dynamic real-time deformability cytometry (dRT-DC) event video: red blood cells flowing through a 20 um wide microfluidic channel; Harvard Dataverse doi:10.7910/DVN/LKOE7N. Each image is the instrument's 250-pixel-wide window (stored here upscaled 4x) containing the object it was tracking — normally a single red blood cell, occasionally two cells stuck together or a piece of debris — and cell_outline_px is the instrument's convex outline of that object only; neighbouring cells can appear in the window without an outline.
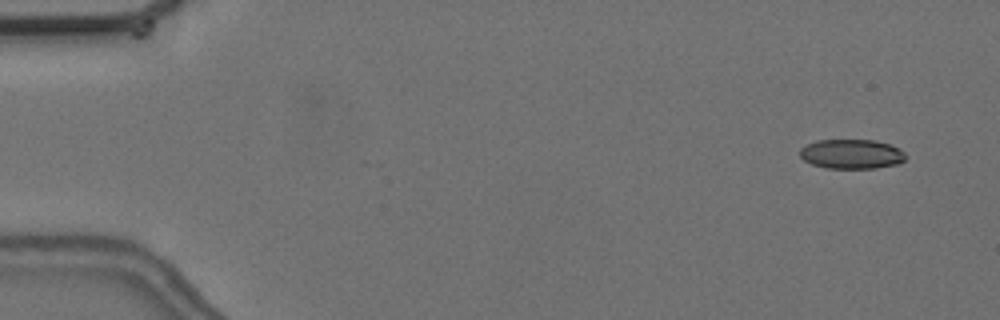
{"species": "common noctule bat (a hibernating species)", "species_latin": "Nyctalus noctula", "temperature_condition": "cold", "stored_images_in_passage": 57, "camera_frame_rate_fps": 3000, "um_per_image_px": 0.085, "animal": {"sex": "female", "body_mass_g": 24.6, "forearm_length_mm": 56.2}, "frame": {"image": 1, "passage_image": 4, "time_ms": 1.0, "image_size_px": [1000, 320], "cell_outline_px": [[908, 156], [900, 164], [876, 168], [828, 168], [812, 164], [804, 160], [800, 156], [800, 148], [816, 140], [872, 140], [888, 144], [900, 148]], "centroid_in_image_um": [72.42, 13.1], "position_along_channel_um": 12.6, "area_um2": 18.26}}
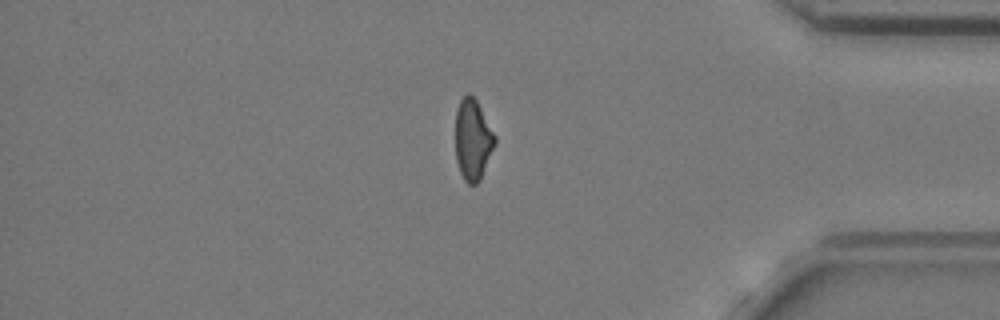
{"frame": {"image": 2, "passage_image": 48, "time_ms": 15.667, "image_size_px": [1000, 320], "cell_outline_px": [[496, 144], [480, 180], [476, 184], [468, 184], [464, 180], [460, 172], [456, 160], [456, 112], [460, 100], [468, 92], [476, 100], [496, 136]], "centroid_in_image_um": [40.19, 11.89], "position_along_channel_um": 395.0, "area_um2": 18.55}}
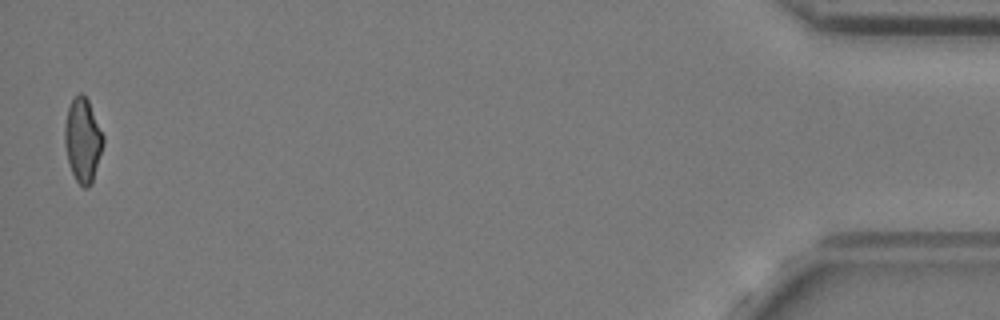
{"frame": {"image": 3, "passage_image": 56, "time_ms": 18.333, "image_size_px": [1000, 320], "cell_outline_px": [[104, 144], [92, 184], [88, 188], [84, 188], [76, 180], [72, 172], [68, 160], [64, 144], [64, 124], [68, 108], [72, 100], [80, 92], [88, 100], [104, 136]], "centroid_in_image_um": [7.04, 11.94], "position_along_channel_um": 428.2, "area_um2": 18.84}, "authors_computed_cell_mechanics": {"area_um2": 19.2474, "velocity_mm_per_s": 3.6742, "shape_relaxation_time_tau1_ms": null, "shape_relaxation_time_tau2_ms": 3.1528, "deformation_change_tau1": null, "deformation_change_tau2": 0.1074}}